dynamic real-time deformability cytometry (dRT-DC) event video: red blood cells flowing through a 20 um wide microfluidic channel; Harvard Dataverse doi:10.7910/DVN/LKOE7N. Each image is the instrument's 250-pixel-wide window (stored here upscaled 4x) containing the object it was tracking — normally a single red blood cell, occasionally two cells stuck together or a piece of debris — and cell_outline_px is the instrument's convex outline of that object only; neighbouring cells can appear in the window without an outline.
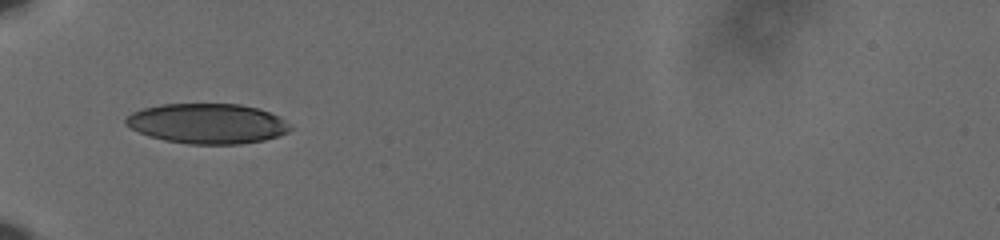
{"species": "human", "species_latin": "Homo sapiens", "temperature_condition": "cold", "stored_images_in_passage": 38, "camera_frame_rate_fps": 3000, "um_per_image_px": 0.085, "donor": {"sex": "male"}, "frame": {"image": 1, "passage_image": 1, "time_ms": 0.0, "image_size_px": [1000, 240], "cell_outline_px": [[292, 128], [288, 132], [264, 140], [240, 144], [188, 144], [164, 140], [148, 136], [124, 124], [124, 120], [132, 112], [144, 108], [160, 104], [240, 104], [256, 108], [280, 116], [292, 124]], "centroid_in_image_um": [17.64, 10.5], "position_along_channel_um": 67.4, "area_um2": 38.49}}
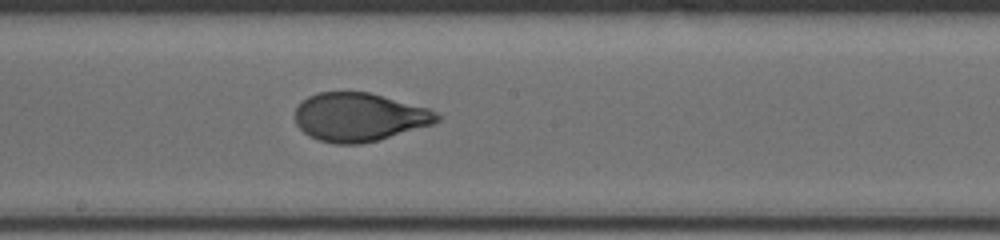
{"frame": {"image": 2, "passage_image": 14, "time_ms": 4.333, "image_size_px": [1000, 240], "cell_outline_px": [[440, 120], [432, 124], [376, 140], [360, 144], [336, 144], [320, 140], [308, 136], [296, 124], [296, 108], [300, 100], [316, 92], [368, 92], [428, 108], [436, 112], [440, 116]], "centroid_in_image_um": [30.49, 9.94], "position_along_channel_um": 217.7, "area_um2": 39.82}}
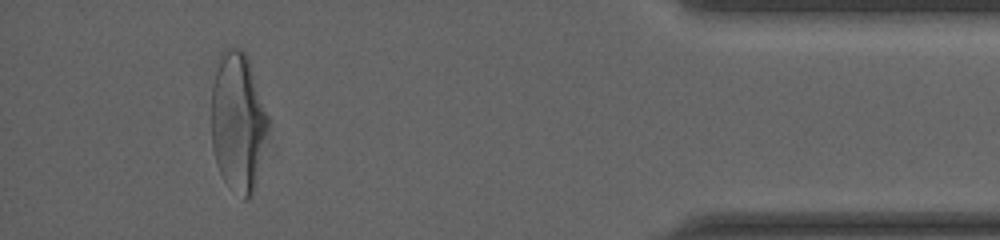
{"frame": {"image": 3, "passage_image": 34, "time_ms": 11.0, "image_size_px": [1000, 240], "cell_outline_px": [[268, 128], [256, 184], [248, 200], [244, 200], [228, 188], [216, 164], [212, 148], [212, 84], [220, 52], [224, 48], [240, 48], [248, 56], [268, 116]], "centroid_in_image_um": [20.21, 10.37], "position_along_channel_um": 415.0, "area_um2": 46.24}, "authors_computed_cell_mechanics": {"area_um2": 40.9513, "velocity_mm_per_s": 3.6281, "shape_relaxation_time_tau1_ms": 3.7736, "shape_relaxation_time_tau2_ms": null, "deformation_change_tau1": 0.2031, "deformation_change_tau2": null}}